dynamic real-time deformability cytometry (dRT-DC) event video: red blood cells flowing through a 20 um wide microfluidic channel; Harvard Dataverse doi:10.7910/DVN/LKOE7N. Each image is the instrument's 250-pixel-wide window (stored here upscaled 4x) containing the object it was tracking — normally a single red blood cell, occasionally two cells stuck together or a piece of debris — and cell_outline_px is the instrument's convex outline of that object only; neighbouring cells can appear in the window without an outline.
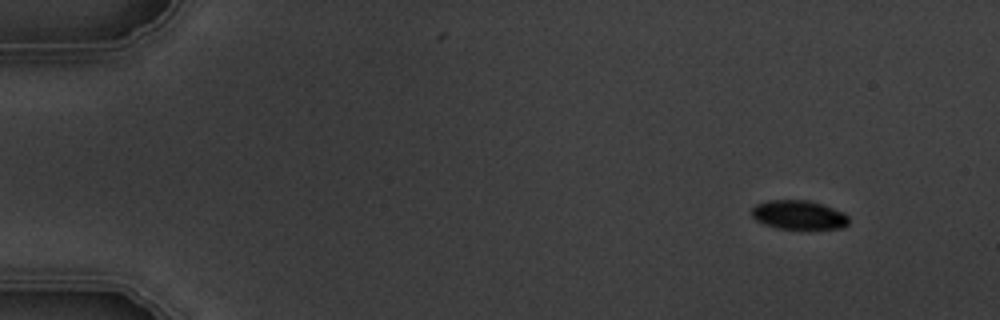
{"species": "common noctule bat (a hibernating species)", "species_latin": "Nyctalus noctula", "temperature_condition": "warm", "stored_images_in_passage": 5, "camera_frame_rate_fps": 3000, "um_per_image_px": 0.085, "animal": {"sex": "male", "body_mass_g": 19.5, "forearm_length_mm": 54.6}, "frame": {"image": 1, "passage_image": 1, "time_ms": 0.0, "image_size_px": [1000, 320], "cell_outline_px": [[848, 224], [844, 228], [776, 228], [764, 224], [756, 220], [752, 216], [752, 208], [756, 204], [768, 200], [808, 200], [844, 212], [848, 216]], "centroid_in_image_um": [67.88, 18.26], "position_along_channel_um": 17.1, "area_um2": 16.24}}
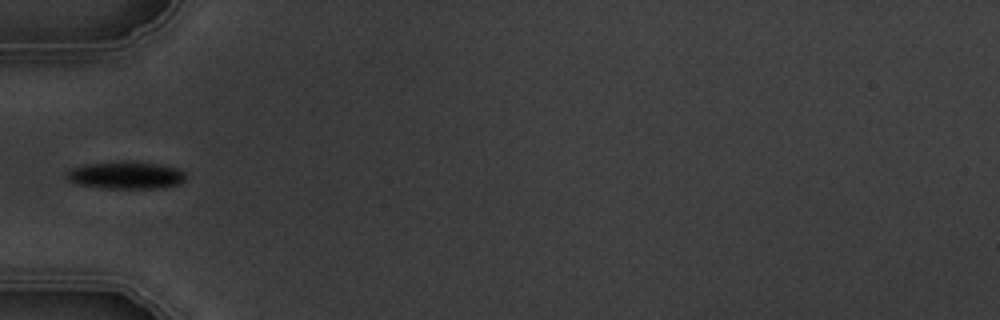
{"frame": {"image": 2, "passage_image": 5, "time_ms": 4.667, "image_size_px": [1000, 320], "cell_outline_px": [[184, 180], [180, 184], [164, 188], [108, 188], [76, 184], [68, 180], [64, 176], [72, 168], [84, 164], [124, 160], [132, 160], [164, 164], [176, 168], [184, 172]], "centroid_in_image_um": [10.71, 14.87], "position_along_channel_um": 74.3, "area_um2": 19.42}}